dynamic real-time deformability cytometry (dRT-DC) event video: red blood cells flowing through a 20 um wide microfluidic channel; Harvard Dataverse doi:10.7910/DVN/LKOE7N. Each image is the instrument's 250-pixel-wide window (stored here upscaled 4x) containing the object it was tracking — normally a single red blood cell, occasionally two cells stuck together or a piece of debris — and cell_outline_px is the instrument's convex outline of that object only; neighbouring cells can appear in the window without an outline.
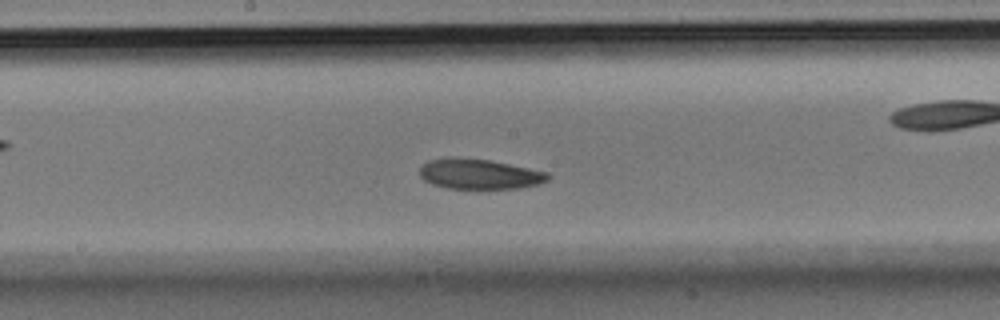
{"species": "Egyptian fruit bat (a non-hibernating species)", "species_latin": "Rousettus aegyptiacus", "temperature_condition": "room temperature", "stored_images_in_passage": 33, "camera_frame_rate_fps": 3000, "um_per_image_px": 0.085, "animal": {"sex": "male"}, "frame": {"image": 1, "passage_image": 15, "time_ms": 4.667, "image_size_px": [1000, 320], "cell_outline_px": [[552, 176], [548, 180], [540, 184], [516, 188], [448, 188], [432, 184], [424, 180], [420, 176], [420, 168], [428, 160], [444, 156], [456, 156], [488, 160], [548, 172]], "centroid_in_image_um": [40.72, 14.77], "position_along_channel_um": 207.5, "area_um2": 22.66}}